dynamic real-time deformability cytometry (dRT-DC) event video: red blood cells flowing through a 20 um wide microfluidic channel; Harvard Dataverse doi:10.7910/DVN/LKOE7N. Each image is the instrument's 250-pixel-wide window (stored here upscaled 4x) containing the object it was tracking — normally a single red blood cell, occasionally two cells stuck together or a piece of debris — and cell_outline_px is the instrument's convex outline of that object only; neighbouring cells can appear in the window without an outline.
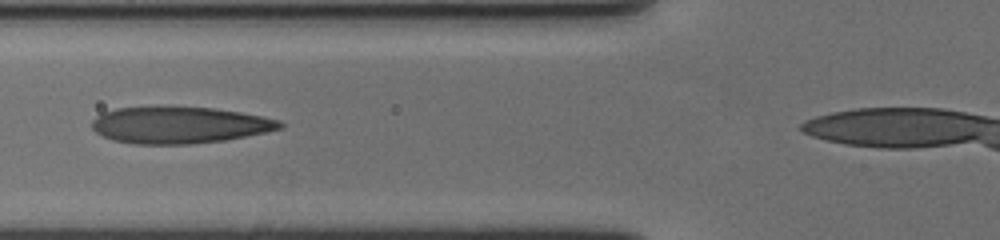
{"species": "human", "species_latin": "Homo sapiens", "temperature_condition": "cold", "stored_images_in_passage": 39, "camera_frame_rate_fps": 3000, "um_per_image_px": 0.085, "donor": {"sex": "female"}, "frame": {"image": 1, "passage_image": 11, "time_ms": 3.333, "image_size_px": [1000, 240], "cell_outline_px": [[284, 124], [280, 128], [264, 132], [224, 140], [192, 144], [136, 144], [112, 140], [96, 132], [92, 128], [92, 120], [100, 112], [116, 108], [160, 104], [212, 108], [240, 112], [280, 120]], "centroid_in_image_um": [15.16, 10.59], "position_along_channel_um": 110.6, "area_um2": 40.92}}
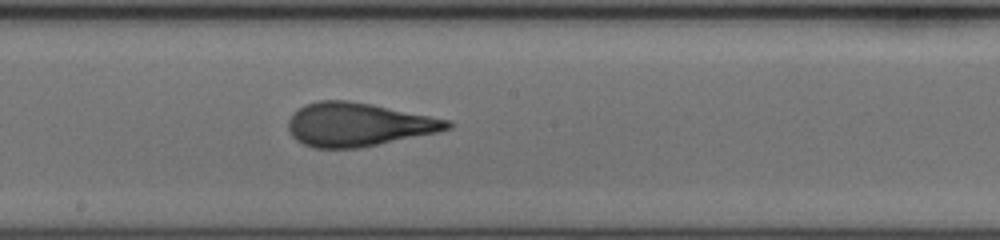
{"frame": {"image": 2, "passage_image": 20, "time_ms": 6.333, "image_size_px": [1000, 240], "cell_outline_px": [[452, 128], [436, 132], [360, 148], [312, 148], [296, 140], [292, 136], [288, 128], [288, 120], [292, 112], [304, 104], [316, 100], [348, 100], [372, 104], [452, 120]], "centroid_in_image_um": [30.41, 10.57], "position_along_channel_um": 217.8, "area_um2": 40.58}}
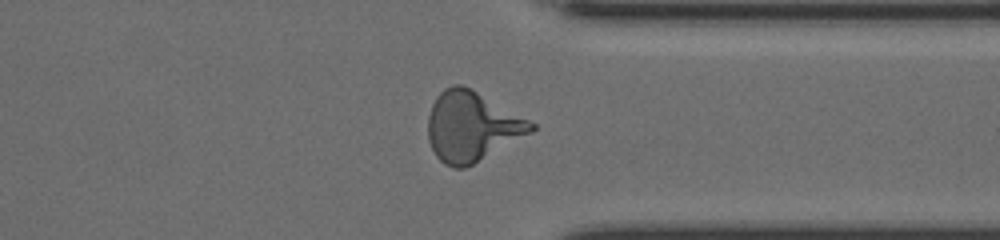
{"frame": {"image": 3, "passage_image": 33, "time_ms": 10.667, "image_size_px": [1000, 240], "cell_outline_px": [[536, 128], [532, 132], [472, 164], [464, 168], [452, 168], [444, 164], [436, 156], [428, 140], [428, 116], [432, 104], [436, 96], [444, 88], [452, 84], [460, 84], [476, 92], [536, 124]], "centroid_in_image_um": [40.05, 10.76], "position_along_channel_um": 371.3, "area_um2": 41.27}, "authors_computed_cell_mechanics": {"area_um2": 40.1132, "velocity_mm_per_s": 3.5809, "shape_relaxation_time_tau1_ms": 7.0279, "shape_relaxation_time_tau2_ms": 1.1721, "deformation_change_tau1": 0.2579, "deformation_change_tau2": 0.1007}}